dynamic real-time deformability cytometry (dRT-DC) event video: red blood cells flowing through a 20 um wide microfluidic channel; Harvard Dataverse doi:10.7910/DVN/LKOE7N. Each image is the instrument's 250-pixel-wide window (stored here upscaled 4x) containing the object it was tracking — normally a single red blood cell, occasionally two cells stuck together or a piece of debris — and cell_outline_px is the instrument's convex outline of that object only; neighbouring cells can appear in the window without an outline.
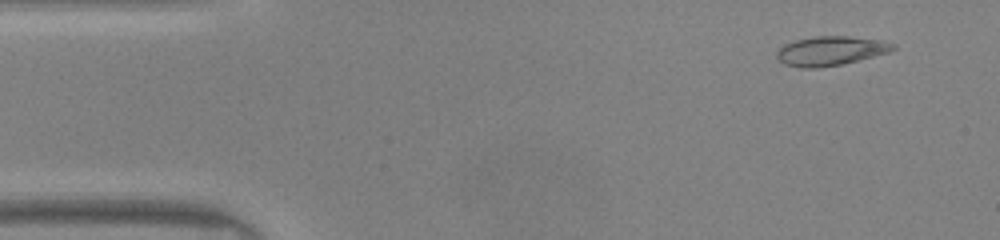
{"species": "common noctule bat (a hibernating species)", "species_latin": "Nyctalus noctula", "temperature_condition": "warm", "stored_images_in_passage": 48, "camera_frame_rate_fps": 3000, "um_per_image_px": 0.085, "animal": {"sex": "male", "body_mass_g": 20.0, "forearm_length_mm": 53.3}, "frame": {"image": 1, "passage_image": 4, "time_ms": 1.0, "image_size_px": [1000, 240], "cell_outline_px": [[896, 48], [888, 52], [840, 64], [816, 68], [800, 68], [784, 64], [776, 56], [776, 52], [784, 44], [796, 40], [816, 36], [848, 36], [880, 40], [896, 44]], "centroid_in_image_um": [70.57, 4.32], "position_along_channel_um": 14.4, "area_um2": 19.54}}
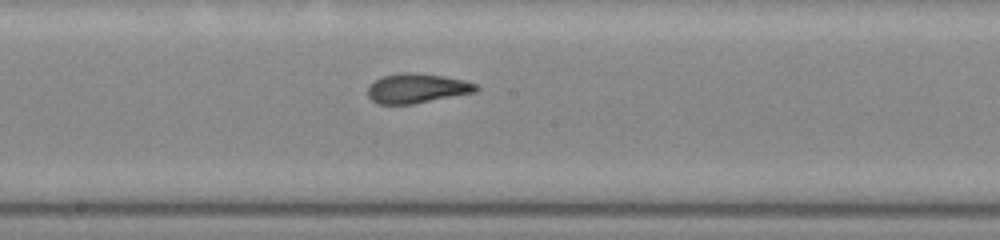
{"frame": {"image": 2, "passage_image": 25, "time_ms": 8.0, "image_size_px": [1000, 240], "cell_outline_px": [[480, 88], [476, 92], [412, 104], [376, 104], [368, 96], [368, 88], [380, 76], [400, 72], [412, 72], [444, 76], [464, 80], [476, 84]], "centroid_in_image_um": [35.44, 7.5], "position_along_channel_um": 212.8, "area_um2": 18.73}}
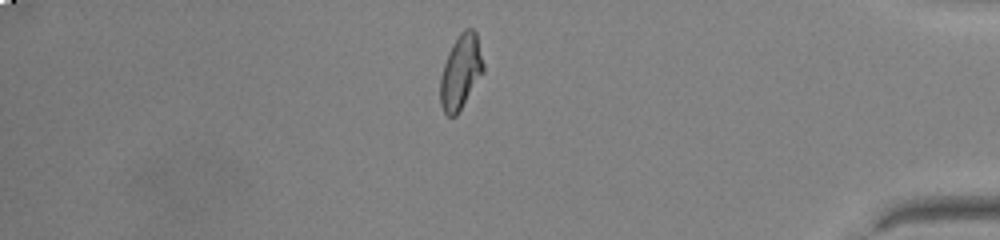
{"frame": {"image": 3, "passage_image": 41, "time_ms": 13.333, "image_size_px": [1000, 240], "cell_outline_px": [[484, 72], [456, 116], [448, 116], [444, 112], [440, 104], [440, 76], [448, 52], [452, 44], [460, 32], [464, 28], [472, 28], [476, 32], [484, 64]], "centroid_in_image_um": [39.16, 6.09], "position_along_channel_um": 396.0, "area_um2": 18.73}, "authors_computed_cell_mechanics": {"area_um2": 18.9873, "velocity_mm_per_s": 4.1726, "shape_relaxation_time_tau1_ms": 8.78, "shape_relaxation_time_tau2_ms": 0.8678, "deformation_change_tau1": 0.302, "deformation_change_tau2": 0.063}}